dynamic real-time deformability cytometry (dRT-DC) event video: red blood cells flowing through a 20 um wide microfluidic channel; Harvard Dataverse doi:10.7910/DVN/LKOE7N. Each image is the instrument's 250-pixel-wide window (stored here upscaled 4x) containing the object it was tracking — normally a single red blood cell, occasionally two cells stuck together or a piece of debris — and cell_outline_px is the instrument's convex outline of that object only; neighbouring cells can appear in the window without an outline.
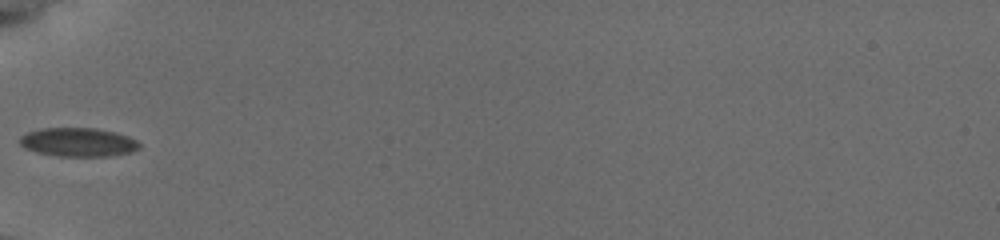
{"species": "common noctule bat (a hibernating species)", "species_latin": "Nyctalus noctula", "temperature_condition": "cold", "stored_images_in_passage": 35, "camera_frame_rate_fps": 3000, "um_per_image_px": 0.085, "animal": {"sex": "female", "body_mass_g": 19.5, "forearm_length_mm": 54.1}, "frame": {"image": 1, "passage_image": 1, "time_ms": 0.0, "image_size_px": [1000, 240], "cell_outline_px": [[140, 148], [132, 152], [112, 156], [56, 156], [36, 152], [24, 148], [20, 144], [20, 136], [28, 132], [40, 128], [96, 128], [116, 132], [128, 136], [136, 140], [140, 144]], "centroid_in_image_um": [6.65, 12.09], "position_along_channel_um": 78.3, "area_um2": 20.23}}
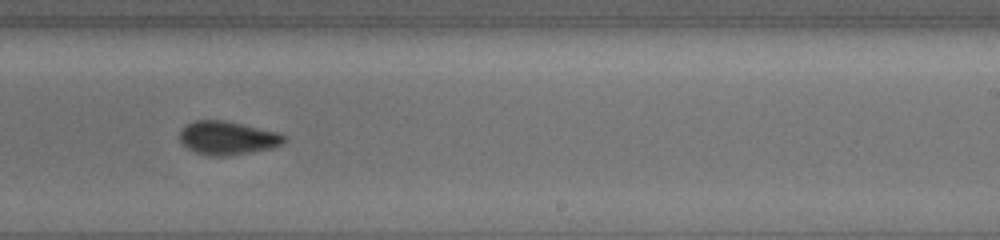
{"frame": {"image": 2, "passage_image": 16, "time_ms": 5.0, "image_size_px": [1000, 240], "cell_outline_px": [[288, 140], [284, 144], [272, 148], [228, 156], [208, 156], [196, 152], [188, 148], [180, 140], [180, 132], [188, 124], [196, 120], [220, 120], [280, 132], [288, 136]], "centroid_in_image_um": [19.42, 11.74], "position_along_channel_um": 269.6, "area_um2": 20.35}}
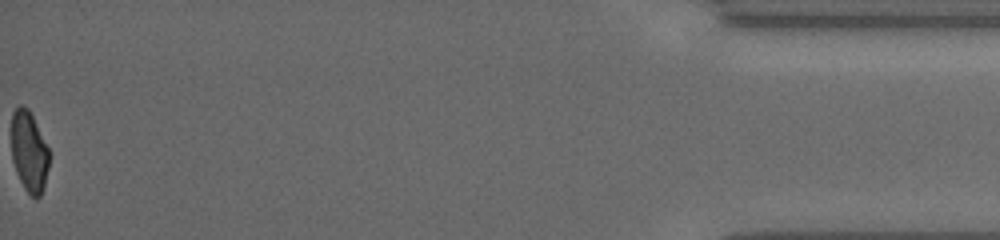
{"frame": {"image": 3, "passage_image": 35, "time_ms": 11.333, "image_size_px": [1000, 240], "cell_outline_px": [[48, 168], [44, 188], [40, 196], [36, 200], [24, 188], [16, 172], [12, 160], [12, 112], [20, 104], [28, 108], [48, 148]], "centroid_in_image_um": [2.46, 12.91], "position_along_channel_um": 432.7, "area_um2": 17.57}, "authors_computed_cell_mechanics": {"area_um2": 20.0566, "velocity_mm_per_s": 3.8452, "shape_relaxation_time_tau1_ms": 3.6198, "shape_relaxation_time_tau2_ms": 2.3195, "deformation_change_tau1": 0.1093, "deformation_change_tau2": 0.0294}}